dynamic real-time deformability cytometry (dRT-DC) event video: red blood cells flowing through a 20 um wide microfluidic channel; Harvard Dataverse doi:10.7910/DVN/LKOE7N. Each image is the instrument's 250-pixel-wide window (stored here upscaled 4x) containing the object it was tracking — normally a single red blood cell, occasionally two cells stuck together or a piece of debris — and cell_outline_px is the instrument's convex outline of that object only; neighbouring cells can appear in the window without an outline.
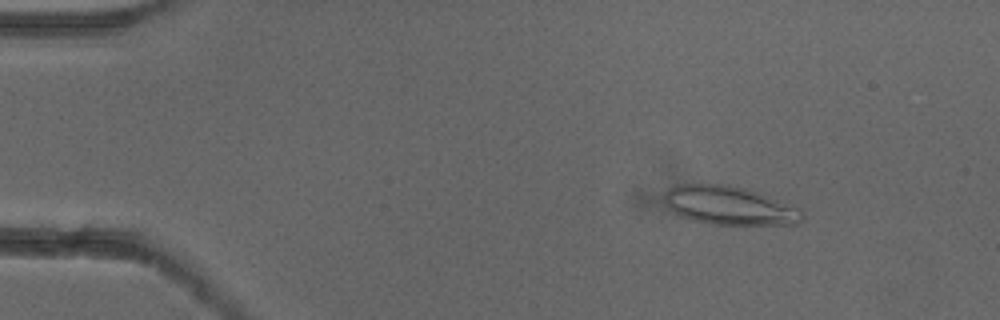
{"species": "common noctule bat (a hibernating species)", "species_latin": "Nyctalus noctula", "temperature_condition": "cold", "stored_images_in_passage": 46, "camera_frame_rate_fps": 3000, "um_per_image_px": 0.085, "animal": {"sex": "female"}, "frame": {"image": 1, "passage_image": 1, "time_ms": 0.0, "image_size_px": [1000, 320], "cell_outline_px": [[804, 216], [796, 224], [712, 224], [692, 220], [680, 216], [664, 200], [664, 196], [672, 188], [680, 184], [720, 184], [744, 188], [756, 192], [800, 208], [804, 212]], "centroid_in_image_um": [62.03, 17.48], "position_along_channel_um": 23.0, "area_um2": 30.29}}
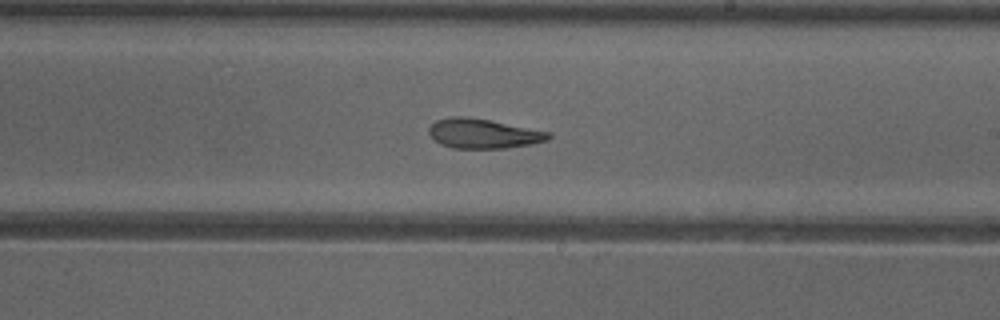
{"frame": {"image": 2, "passage_image": 25, "time_ms": 8.0, "image_size_px": [1000, 320], "cell_outline_px": [[552, 136], [548, 140], [532, 144], [504, 148], [452, 148], [440, 144], [428, 132], [428, 128], [436, 120], [452, 116], [464, 116], [488, 120], [552, 132]], "centroid_in_image_um": [41.09, 11.35], "position_along_channel_um": 247.9, "area_um2": 20.58}}
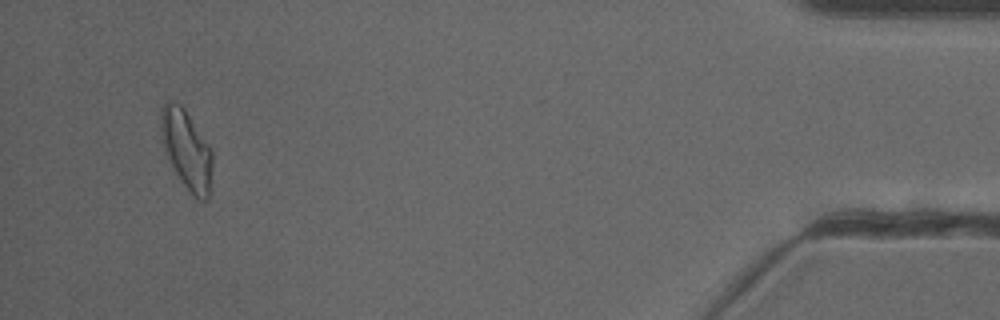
{"frame": {"image": 3, "passage_image": 44, "time_ms": 14.333, "image_size_px": [1000, 320], "cell_outline_px": [[212, 164], [208, 200], [196, 200], [184, 184], [168, 160], [164, 152], [160, 132], [160, 108], [168, 100], [180, 104], [184, 108], [208, 144], [212, 152]], "centroid_in_image_um": [15.83, 12.7], "position_along_channel_um": 419.4, "area_um2": 23.7}, "authors_computed_cell_mechanics": {"area_um2": 21.9062, "velocity_mm_per_s": 3.8858, "shape_relaxation_time_tau1_ms": null, "shape_relaxation_time_tau2_ms": 3.9604, "deformation_change_tau1": null, "deformation_change_tau2": 0.1236}}